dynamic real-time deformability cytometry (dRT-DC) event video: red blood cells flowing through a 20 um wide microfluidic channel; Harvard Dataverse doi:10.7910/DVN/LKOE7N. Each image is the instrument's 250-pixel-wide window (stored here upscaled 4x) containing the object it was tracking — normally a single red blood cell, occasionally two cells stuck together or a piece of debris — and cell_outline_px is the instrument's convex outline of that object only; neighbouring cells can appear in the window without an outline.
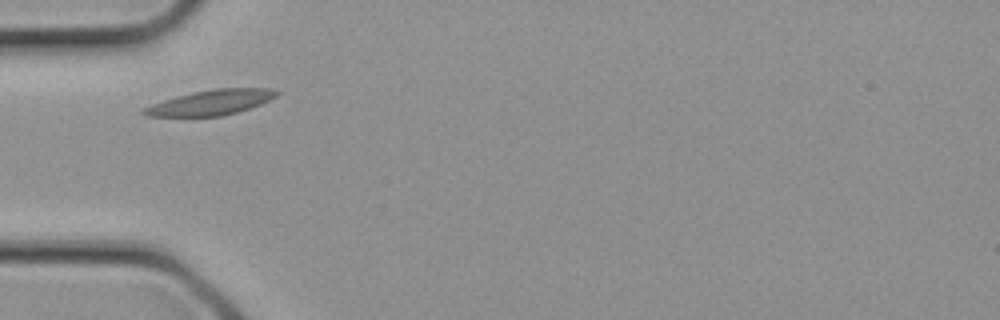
{"species": "common noctule bat (a hibernating species)", "species_latin": "Nyctalus noctula", "temperature_condition": "cold", "stored_images_in_passage": 1, "camera_frame_rate_fps": 3000, "um_per_image_px": 0.085, "animal": {"sex": "female", "body_mass_g": 21.9}, "frame": {"image": 1, "passage_image": 1, "time_ms": 0.0, "image_size_px": [1000, 320], "cell_outline_px": [[280, 92], [276, 96], [260, 104], [236, 112], [220, 116], [148, 116], [140, 112], [140, 108], [176, 96], [192, 92], [216, 88], [268, 88]], "centroid_in_image_um": [17.87, 8.7], "position_along_channel_um": 67.1, "area_um2": 19.25}}